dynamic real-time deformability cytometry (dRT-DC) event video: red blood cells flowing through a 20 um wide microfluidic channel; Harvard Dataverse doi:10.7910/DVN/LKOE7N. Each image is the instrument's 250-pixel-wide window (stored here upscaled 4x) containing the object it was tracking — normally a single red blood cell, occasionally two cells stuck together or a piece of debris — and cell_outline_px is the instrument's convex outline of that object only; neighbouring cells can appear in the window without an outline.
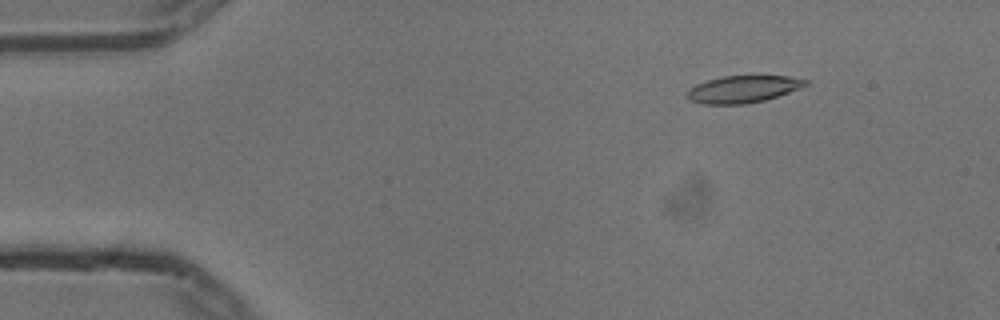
{"species": "common noctule bat (a hibernating species)", "species_latin": "Nyctalus noctula", "temperature_condition": "cold", "stored_images_in_passage": 55, "camera_frame_rate_fps": 3000, "um_per_image_px": 0.085, "animal": {"sex": "male", "body_mass_g": 13.3}, "frame": {"image": 1, "passage_image": 7, "time_ms": 2.0, "image_size_px": [1000, 320], "cell_outline_px": [[808, 84], [800, 88], [764, 100], [744, 104], [704, 104], [688, 100], [684, 96], [684, 92], [688, 88], [696, 84], [708, 80], [724, 76], [788, 76], [808, 80]], "centroid_in_image_um": [63.08, 7.58], "position_along_channel_um": 21.9, "area_um2": 18.73}}
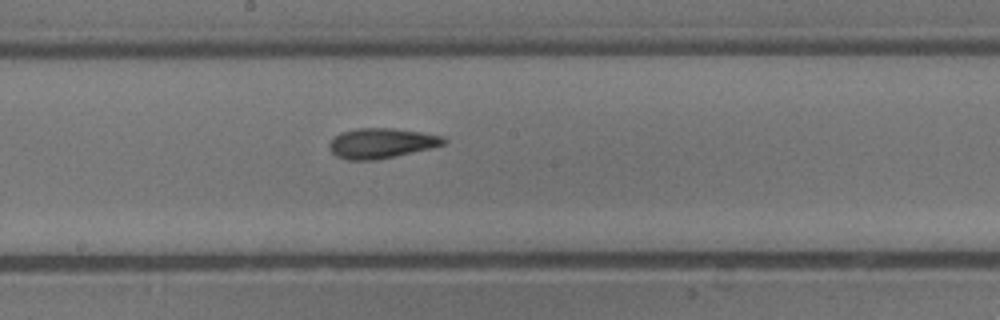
{"frame": {"image": 2, "passage_image": 29, "time_ms": 9.333, "image_size_px": [1000, 320], "cell_outline_px": [[448, 140], [444, 144], [428, 148], [376, 160], [348, 160], [336, 156], [328, 148], [328, 144], [332, 136], [340, 132], [356, 128], [396, 128], [444, 136]], "centroid_in_image_um": [32.35, 12.15], "position_along_channel_um": 215.9, "area_um2": 20.11}}
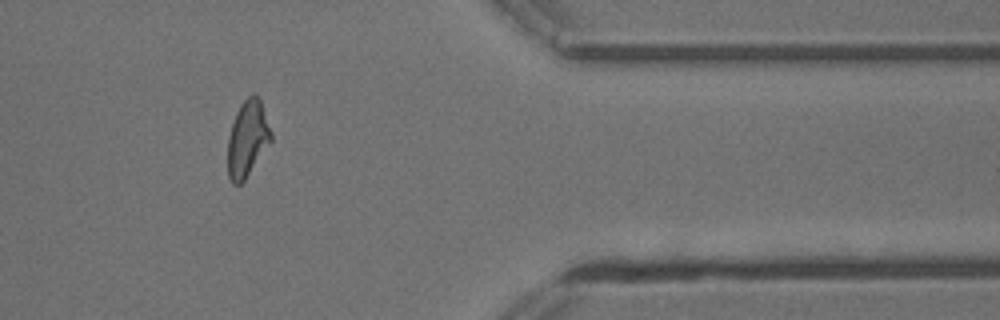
{"frame": {"image": 3, "passage_image": 45, "time_ms": 14.667, "image_size_px": [1000, 320], "cell_outline_px": [[272, 140], [244, 180], [240, 184], [232, 184], [228, 176], [228, 136], [236, 112], [240, 104], [252, 92], [256, 92], [260, 100], [272, 132]], "centroid_in_image_um": [21.03, 11.76], "position_along_channel_um": 390.4, "area_um2": 19.19}, "authors_computed_cell_mechanics": {"area_um2": 19.4208, "velocity_mm_per_s": 3.7346, "shape_relaxation_time_tau1_ms": 5.6004, "shape_relaxation_time_tau2_ms": 3.5281, "deformation_change_tau1": 0.1839, "deformation_change_tau2": 0.1186}}